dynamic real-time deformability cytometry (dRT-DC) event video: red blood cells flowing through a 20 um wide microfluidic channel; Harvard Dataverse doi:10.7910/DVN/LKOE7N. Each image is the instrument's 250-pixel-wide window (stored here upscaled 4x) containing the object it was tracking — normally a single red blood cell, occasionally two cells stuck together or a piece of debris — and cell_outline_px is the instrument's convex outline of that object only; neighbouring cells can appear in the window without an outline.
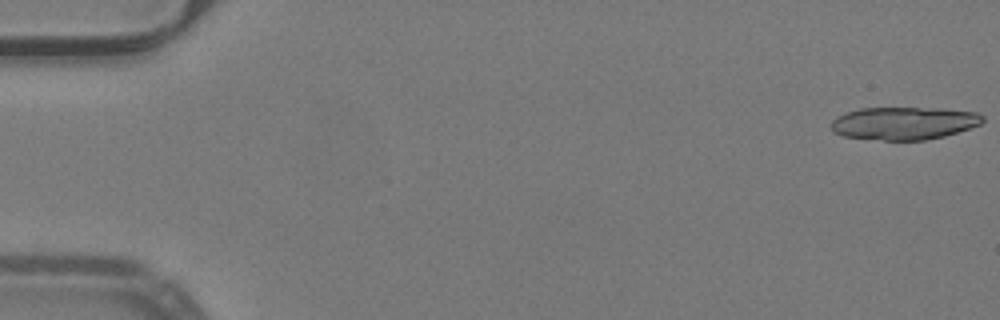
{"species": "common noctule bat (a hibernating species)", "species_latin": "Nyctalus noctula", "temperature_condition": "warm", "stored_images_in_passage": 52, "camera_frame_rate_fps": 3000, "um_per_image_px": 0.085, "animal": {"sex": "male", "body_mass_g": 19.2, "forearm_length_mm": 51.8}, "frame": {"image": 1, "passage_image": 1, "time_ms": 0.0, "image_size_px": [1000, 320], "cell_outline_px": [[984, 120], [980, 124], [944, 136], [924, 140], [884, 140], [844, 136], [832, 132], [832, 120], [836, 116], [860, 108], [940, 108], [976, 112], [984, 116]], "centroid_in_image_um": [76.83, 10.46], "position_along_channel_um": 8.2, "area_um2": 28.78}}
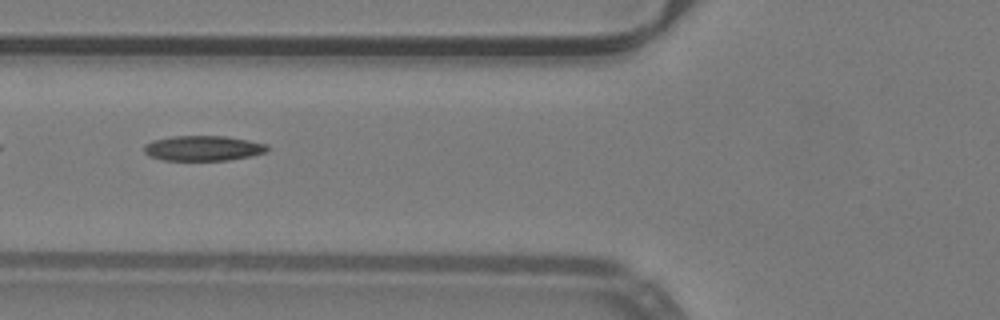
{"frame": {"image": 2, "passage_image": 21, "time_ms": 6.667, "image_size_px": [1000, 320], "cell_outline_px": [[268, 152], [252, 156], [228, 160], [164, 160], [148, 156], [144, 152], [144, 144], [152, 140], [172, 136], [228, 136], [268, 144]], "centroid_in_image_um": [17.27, 12.59], "position_along_channel_um": 108.5, "area_um2": 18.26}}
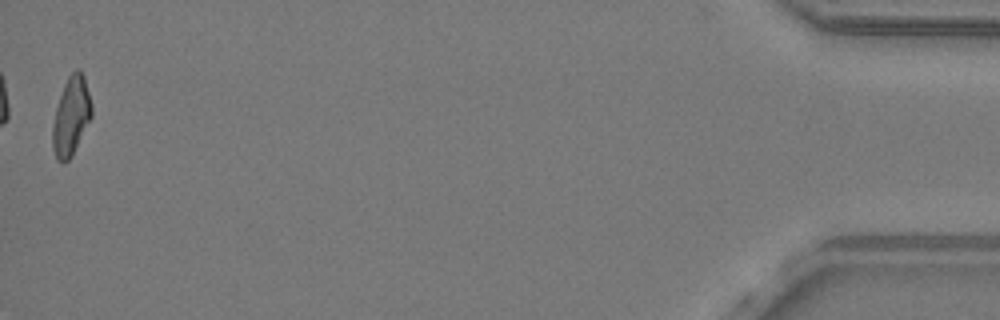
{"frame": {"image": 3, "passage_image": 52, "time_ms": 17.0, "image_size_px": [1000, 320], "cell_outline_px": [[92, 116], [72, 156], [64, 164], [56, 160], [52, 148], [52, 128], [56, 108], [64, 84], [68, 76], [76, 68], [80, 68], [84, 76], [92, 104]], "centroid_in_image_um": [6.04, 9.89], "position_along_channel_um": 429.2, "area_um2": 18.03}, "authors_computed_cell_mechanics": {"area_um2": 18.2937, "velocity_mm_per_s": 4.023, "shape_relaxation_time_tau1_ms": null, "shape_relaxation_time_tau2_ms": 2.8195, "deformation_change_tau1": null, "deformation_change_tau2": 0.1188}}